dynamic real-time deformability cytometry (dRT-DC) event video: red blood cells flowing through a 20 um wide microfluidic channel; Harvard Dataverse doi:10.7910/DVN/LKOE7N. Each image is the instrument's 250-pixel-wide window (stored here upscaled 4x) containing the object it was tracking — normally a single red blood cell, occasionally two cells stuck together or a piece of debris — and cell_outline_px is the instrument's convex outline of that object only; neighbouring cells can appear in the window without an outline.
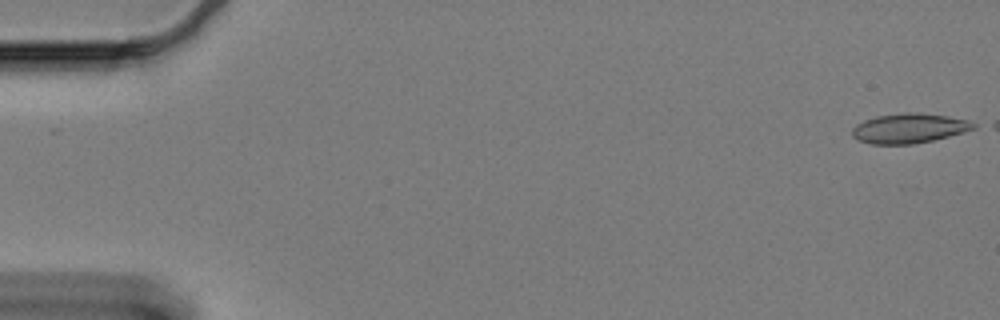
{"species": "Egyptian fruit bat (a non-hibernating species)", "species_latin": "Rousettus aegyptiacus", "temperature_condition": "cold", "stored_images_in_passage": 54, "camera_frame_rate_fps": 3000, "um_per_image_px": 0.085, "animal": {"sex": "female"}, "frame": {"image": 1, "passage_image": 1, "time_ms": 0.0, "image_size_px": [1000, 320], "cell_outline_px": [[976, 128], [964, 132], [932, 140], [912, 144], [872, 144], [860, 140], [852, 136], [852, 128], [856, 124], [864, 120], [876, 116], [904, 112], [920, 112], [948, 116], [968, 120], [976, 124]], "centroid_in_image_um": [77.27, 10.89], "position_along_channel_um": 7.7, "area_um2": 21.04}}
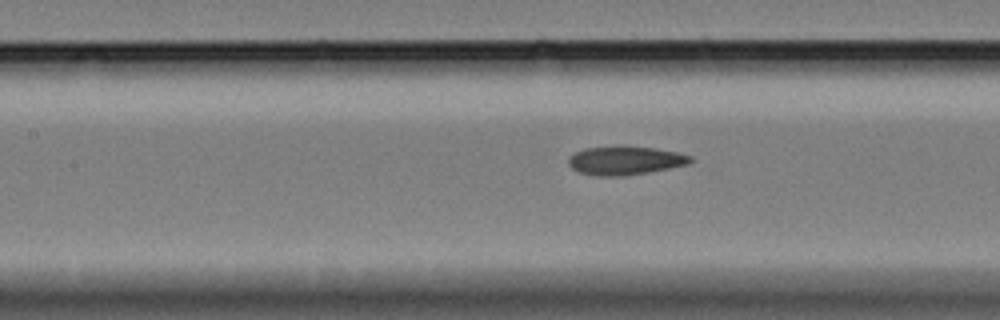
{"frame": {"image": 2, "passage_image": 27, "time_ms": 8.667, "image_size_px": [1000, 320], "cell_outline_px": [[696, 160], [688, 164], [648, 172], [624, 176], [592, 176], [576, 172], [568, 164], [568, 160], [576, 152], [584, 148], [620, 144], [656, 148], [676, 152], [692, 156]], "centroid_in_image_um": [53.13, 13.62], "position_along_channel_um": 154.3, "area_um2": 20.92}}
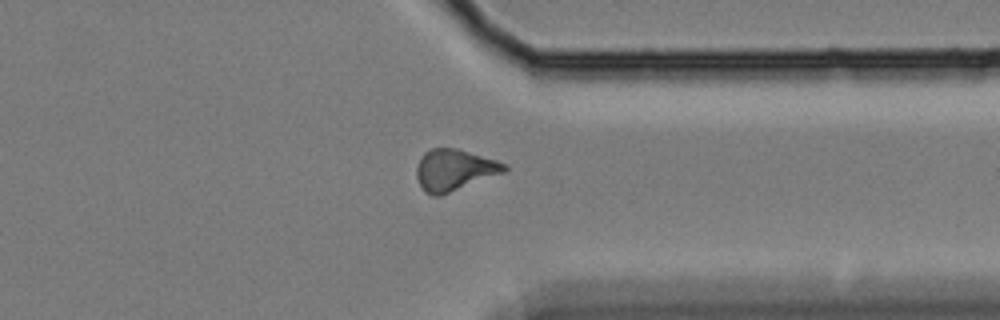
{"frame": {"image": 3, "passage_image": 47, "time_ms": 15.333, "image_size_px": [1000, 320], "cell_outline_px": [[508, 168], [504, 172], [440, 196], [432, 196], [424, 192], [416, 176], [416, 168], [424, 152], [432, 148], [456, 148], [496, 160], [508, 164]], "centroid_in_image_um": [38.6, 14.45], "position_along_channel_um": 372.8, "area_um2": 21.04}, "authors_computed_cell_mechanics": {"area_um2": 20.3745, "velocity_mm_per_s": 3.3065, "shape_relaxation_time_tau1_ms": null, "shape_relaxation_time_tau2_ms": 4.0487, "deformation_change_tau1": null, "deformation_change_tau2": 0.106}}